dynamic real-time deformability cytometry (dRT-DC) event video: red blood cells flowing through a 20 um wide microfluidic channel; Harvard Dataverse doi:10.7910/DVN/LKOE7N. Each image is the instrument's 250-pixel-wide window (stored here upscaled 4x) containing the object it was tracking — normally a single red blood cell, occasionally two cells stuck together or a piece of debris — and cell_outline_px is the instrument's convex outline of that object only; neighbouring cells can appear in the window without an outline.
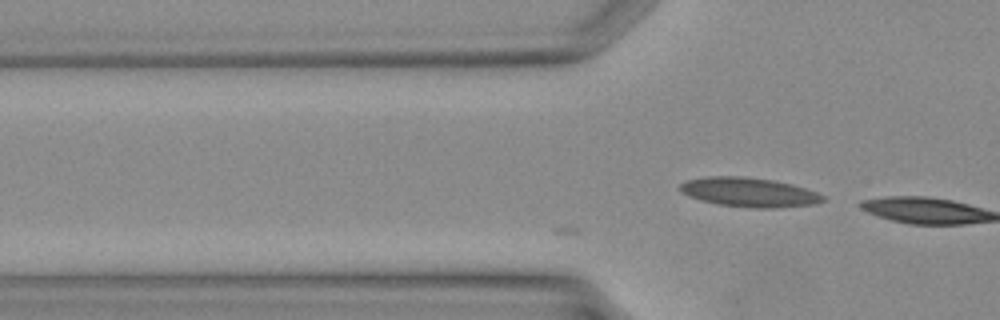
{"species": "Egyptian fruit bat (a non-hibernating species)", "species_latin": "Rousettus aegyptiacus", "temperature_condition": "warm", "stored_images_in_passage": 7, "camera_frame_rate_fps": 3000, "um_per_image_px": 0.085, "animal": {"sex": "female"}, "frame": {"image": 1, "passage_image": 7, "time_ms": 2.0, "image_size_px": [1000, 320], "cell_outline_px": [[824, 200], [816, 204], [772, 208], [752, 208], [720, 204], [700, 200], [688, 196], [680, 192], [676, 188], [680, 184], [688, 180], [704, 176], [744, 176], [772, 180], [792, 184], [816, 192], [824, 196]], "centroid_in_image_um": [63.62, 16.33], "position_along_channel_um": 62.2, "area_um2": 24.45}}